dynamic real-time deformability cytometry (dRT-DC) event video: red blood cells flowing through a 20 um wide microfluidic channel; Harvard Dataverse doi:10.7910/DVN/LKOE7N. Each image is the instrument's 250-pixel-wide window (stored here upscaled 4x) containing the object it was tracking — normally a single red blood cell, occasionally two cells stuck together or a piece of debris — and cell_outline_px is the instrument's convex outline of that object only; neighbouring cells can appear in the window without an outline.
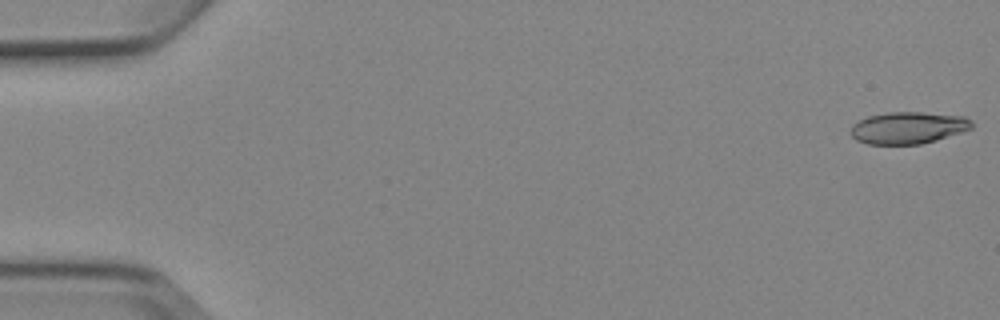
{"species": "Egyptian fruit bat (a non-hibernating species)", "species_latin": "Rousettus aegyptiacus", "temperature_condition": "cold", "stored_images_in_passage": 5, "camera_frame_rate_fps": 3000, "um_per_image_px": 0.085, "animal": {"sex": "female"}, "frame": {"image": 1, "passage_image": 1, "time_ms": 0.0, "image_size_px": [1000, 320], "cell_outline_px": [[972, 128], [936, 140], [920, 144], [868, 144], [856, 140], [848, 132], [852, 124], [868, 116], [888, 112], [920, 112], [964, 116], [972, 120]], "centroid_in_image_um": [77.15, 10.86], "position_along_channel_um": 7.8, "area_um2": 22.54}}